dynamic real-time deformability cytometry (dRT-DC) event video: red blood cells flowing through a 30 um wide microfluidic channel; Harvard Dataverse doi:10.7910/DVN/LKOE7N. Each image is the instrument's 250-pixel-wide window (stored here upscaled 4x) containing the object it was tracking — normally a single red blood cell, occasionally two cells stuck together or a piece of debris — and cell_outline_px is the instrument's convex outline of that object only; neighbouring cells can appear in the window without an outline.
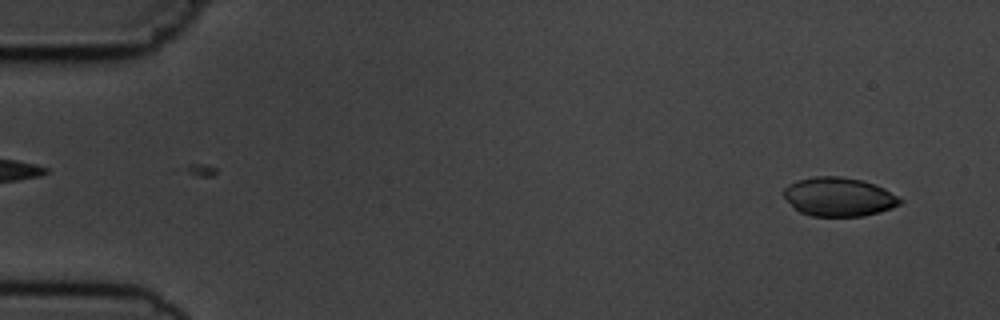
{"species": "common noctule bat (a hibernating species)", "species_latin": "Nyctalus noctula", "temperature_condition": "cold", "stored_images_in_passage": 7, "camera_frame_rate_fps": 3000, "um_per_image_px": 0.085, "animal": {"sex": "male", "body_mass_g": 19.5, "forearm_length_mm": 54.6}, "frame": {"image": 1, "passage_image": 1, "time_ms": 0.0, "image_size_px": [1000, 320], "cell_outline_px": [[904, 200], [900, 204], [892, 208], [880, 212], [864, 216], [812, 216], [800, 212], [784, 196], [784, 188], [788, 184], [796, 180], [816, 176], [840, 176], [860, 180], [876, 184], [884, 188]], "centroid_in_image_um": [71.33, 16.73], "position_along_channel_um": 13.7, "area_um2": 26.3}}
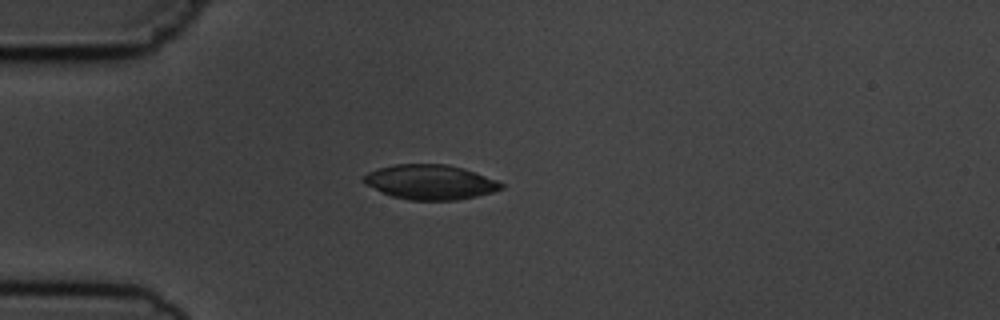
{"frame": {"image": 2, "passage_image": 4, "time_ms": 3.667, "image_size_px": [1000, 320], "cell_outline_px": [[504, 188], [492, 192], [476, 196], [456, 200], [408, 200], [392, 196], [364, 184], [360, 180], [368, 172], [380, 168], [396, 164], [444, 164], [464, 168], [496, 180], [504, 184]], "centroid_in_image_um": [36.56, 15.48], "position_along_channel_um": 48.4, "area_um2": 27.74}}